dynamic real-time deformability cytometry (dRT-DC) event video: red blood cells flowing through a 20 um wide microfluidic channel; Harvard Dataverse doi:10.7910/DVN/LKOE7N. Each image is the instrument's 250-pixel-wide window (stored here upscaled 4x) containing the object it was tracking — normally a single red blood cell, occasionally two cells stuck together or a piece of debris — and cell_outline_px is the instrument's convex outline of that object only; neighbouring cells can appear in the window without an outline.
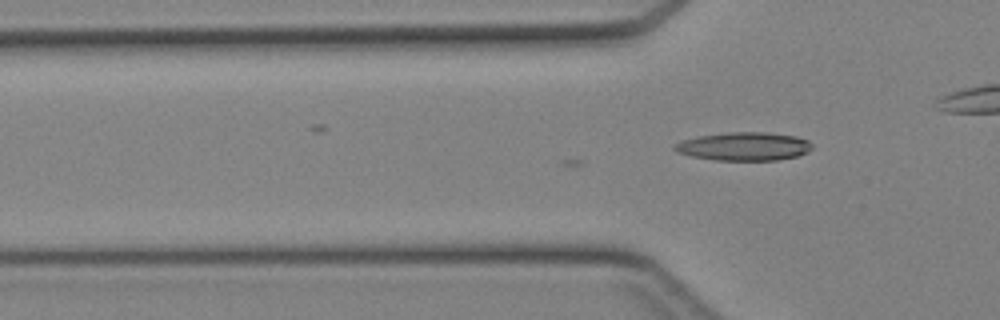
{"species": "Egyptian fruit bat (a non-hibernating species)", "species_latin": "Rousettus aegyptiacus", "temperature_condition": "cold", "stored_images_in_passage": 18, "camera_frame_rate_fps": 3000, "um_per_image_px": 0.085, "animal": {"sex": "female"}, "frame": {"image": 1, "passage_image": 18, "time_ms": 5.667, "image_size_px": [1000, 320], "cell_outline_px": [[812, 148], [796, 156], [776, 160], [716, 160], [692, 156], [676, 152], [672, 148], [672, 144], [680, 140], [700, 136], [728, 132], [764, 132], [796, 136], [808, 140], [812, 144]], "centroid_in_image_um": [63.18, 12.44], "position_along_channel_um": 62.6, "area_um2": 22.66}}